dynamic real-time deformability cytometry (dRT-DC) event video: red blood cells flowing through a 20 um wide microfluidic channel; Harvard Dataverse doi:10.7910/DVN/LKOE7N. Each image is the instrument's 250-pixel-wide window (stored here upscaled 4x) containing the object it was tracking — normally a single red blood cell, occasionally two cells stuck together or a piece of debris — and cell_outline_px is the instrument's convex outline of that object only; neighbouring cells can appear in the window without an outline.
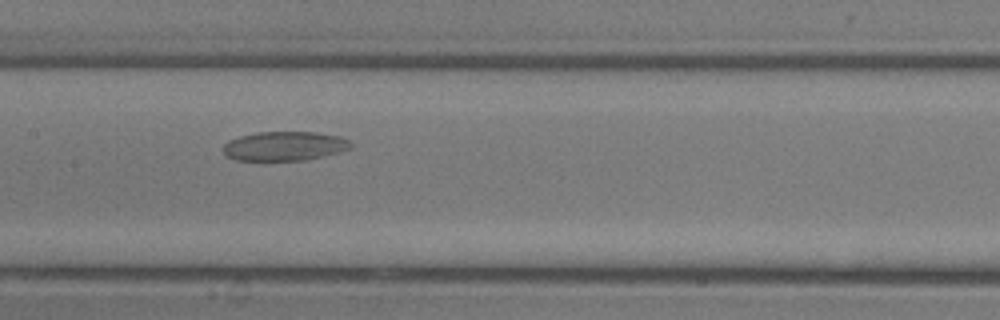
{"species": "common noctule bat (a hibernating species)", "species_latin": "Nyctalus noctula", "temperature_condition": "room temperature", "stored_images_in_passage": 12, "camera_frame_rate_fps": 3000, "um_per_image_px": 0.085, "animal": {"sex": "male", "body_mass_g": 13.3}, "frame": {"image": 1, "passage_image": 9, "time_ms": 2.667, "image_size_px": [1000, 320], "cell_outline_px": [[352, 148], [340, 152], [308, 160], [236, 160], [224, 156], [224, 144], [228, 140], [240, 136], [256, 132], [316, 132], [340, 136], [348, 140], [352, 144]], "centroid_in_image_um": [24.19, 12.42], "position_along_channel_um": 183.2, "area_um2": 21.91}}
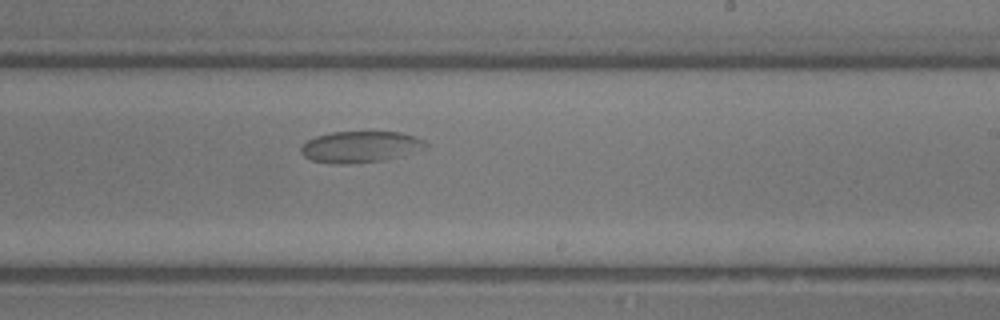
{"frame": {"image": 2, "passage_image": 12, "time_ms": 3.667, "image_size_px": [1000, 320], "cell_outline_px": [[428, 144], [396, 156], [384, 160], [344, 164], [312, 160], [304, 156], [300, 152], [300, 148], [308, 140], [316, 136], [332, 132], [400, 132], [424, 140]], "centroid_in_image_um": [30.52, 12.46], "position_along_channel_um": 258.5, "area_um2": 21.91}}